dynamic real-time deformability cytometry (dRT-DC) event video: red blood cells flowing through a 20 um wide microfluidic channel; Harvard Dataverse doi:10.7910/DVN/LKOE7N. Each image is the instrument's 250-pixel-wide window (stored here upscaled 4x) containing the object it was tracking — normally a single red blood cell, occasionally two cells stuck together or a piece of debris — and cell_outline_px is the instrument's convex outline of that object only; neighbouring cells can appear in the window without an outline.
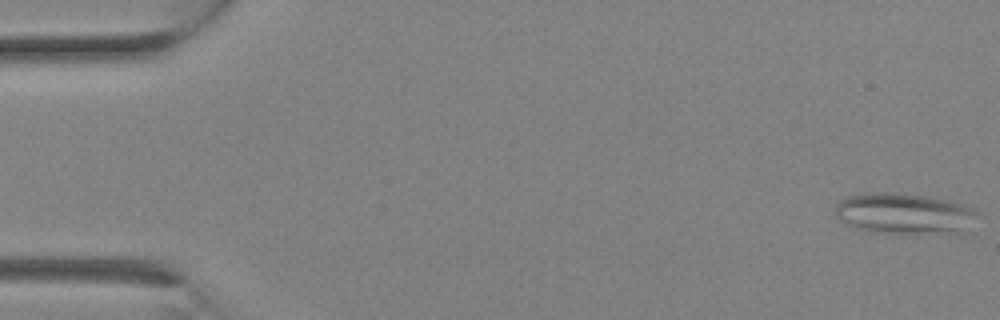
{"species": "Egyptian fruit bat (a non-hibernating species)", "species_latin": "Rousettus aegyptiacus", "temperature_condition": "room temperature", "stored_images_in_passage": 2, "camera_frame_rate_fps": 3000, "um_per_image_px": 0.085, "animal": {"sex": "female"}, "frame": {"image": 1, "passage_image": 2, "time_ms": 0.333, "image_size_px": [1000, 320], "cell_outline_px": [[976, 212], [960, 232], [868, 232], [856, 228], [840, 220], [836, 216], [836, 204], [840, 200], [848, 196], [864, 192], [892, 192], [928, 196], [960, 204], [972, 208]], "centroid_in_image_um": [76.7, 18.11], "position_along_channel_um": 8.3, "area_um2": 32.83}}